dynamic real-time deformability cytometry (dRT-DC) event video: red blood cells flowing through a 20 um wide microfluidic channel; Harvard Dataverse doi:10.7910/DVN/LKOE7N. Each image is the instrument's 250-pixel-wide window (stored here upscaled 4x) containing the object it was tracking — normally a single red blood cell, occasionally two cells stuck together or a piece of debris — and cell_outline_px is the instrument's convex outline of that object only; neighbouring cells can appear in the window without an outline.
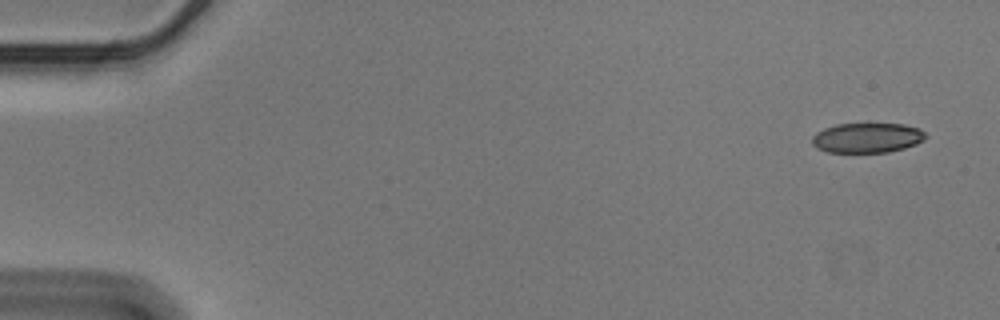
{"species": "Egyptian fruit bat (a non-hibernating species)", "species_latin": "Rousettus aegyptiacus", "temperature_condition": "cold", "stored_images_in_passage": 52, "camera_frame_rate_fps": 3000, "um_per_image_px": 0.085, "animal": {"sex": "male"}, "frame": {"image": 1, "passage_image": 1, "time_ms": 0.0, "image_size_px": [1000, 320], "cell_outline_px": [[928, 136], [924, 140], [916, 144], [904, 148], [888, 152], [828, 152], [816, 148], [812, 144], [812, 136], [816, 132], [824, 128], [836, 124], [904, 124], [920, 128]], "centroid_in_image_um": [73.71, 11.71], "position_along_channel_um": 11.3, "area_um2": 19.88}}
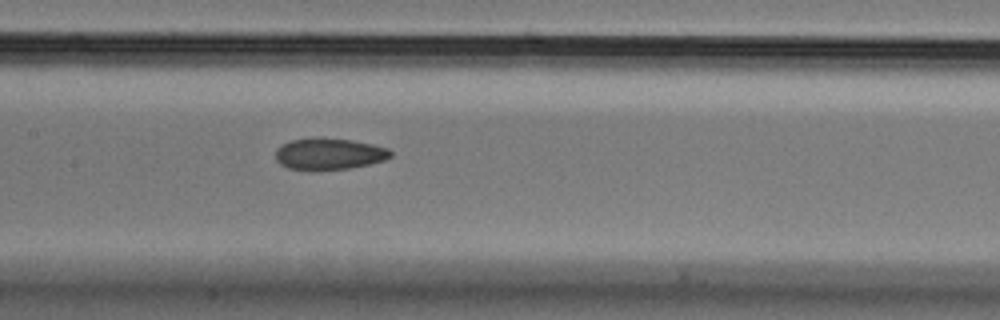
{"frame": {"image": 2, "passage_image": 26, "time_ms": 8.333, "image_size_px": [1000, 320], "cell_outline_px": [[392, 156], [384, 160], [368, 164], [348, 168], [308, 172], [288, 168], [280, 164], [276, 160], [276, 148], [280, 144], [292, 140], [352, 140], [372, 144], [388, 148], [392, 152]], "centroid_in_image_um": [27.94, 13.14], "position_along_channel_um": 179.5, "area_um2": 20.87}}
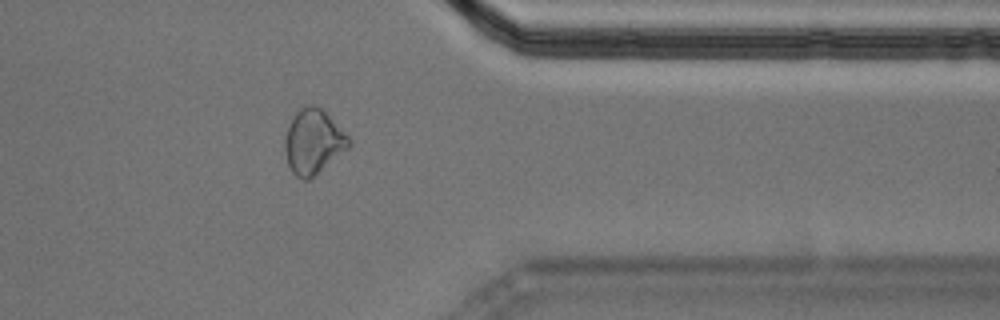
{"frame": {"image": 3, "passage_image": 44, "time_ms": 14.333, "image_size_px": [1000, 320], "cell_outline_px": [[352, 144], [348, 148], [308, 180], [304, 180], [296, 176], [292, 172], [288, 164], [284, 148], [284, 140], [292, 116], [300, 108], [308, 104], [312, 104], [320, 108], [352, 140]], "centroid_in_image_um": [26.61, 12.04], "position_along_channel_um": 384.8, "area_um2": 23.7}}